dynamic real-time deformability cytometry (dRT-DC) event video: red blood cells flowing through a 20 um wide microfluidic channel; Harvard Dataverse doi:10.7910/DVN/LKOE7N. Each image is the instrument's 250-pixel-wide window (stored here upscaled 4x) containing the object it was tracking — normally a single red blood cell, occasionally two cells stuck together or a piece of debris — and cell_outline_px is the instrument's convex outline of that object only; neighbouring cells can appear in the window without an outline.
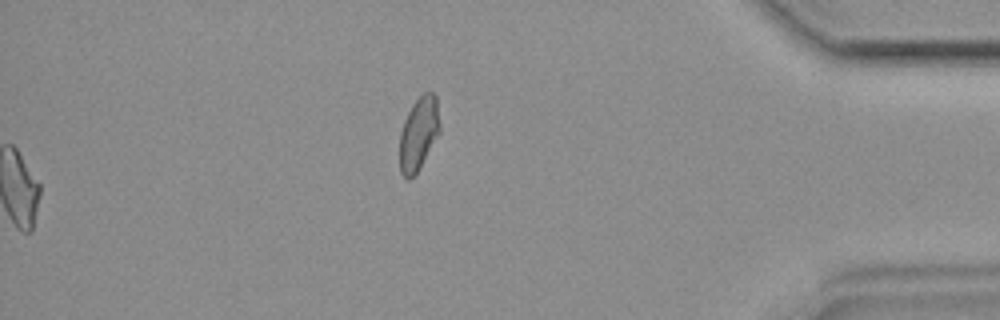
{"species": "common noctule bat (a hibernating species)", "species_latin": "Nyctalus noctula", "temperature_condition": "room temperature", "stored_images_in_passage": 35, "camera_frame_rate_fps": 3000, "um_per_image_px": 0.085, "animal": {"sex": "female", "body_mass_g": 19.9}, "frame": {"image": 1, "passage_image": 35, "time_ms": 11.333, "image_size_px": [1000, 320], "cell_outline_px": [[440, 132], [416, 172], [408, 180], [400, 172], [400, 132], [404, 120], [412, 104], [424, 92], [432, 92], [436, 96], [440, 124]], "centroid_in_image_um": [35.58, 11.32], "position_along_channel_um": 399.6, "area_um2": 16.88}}